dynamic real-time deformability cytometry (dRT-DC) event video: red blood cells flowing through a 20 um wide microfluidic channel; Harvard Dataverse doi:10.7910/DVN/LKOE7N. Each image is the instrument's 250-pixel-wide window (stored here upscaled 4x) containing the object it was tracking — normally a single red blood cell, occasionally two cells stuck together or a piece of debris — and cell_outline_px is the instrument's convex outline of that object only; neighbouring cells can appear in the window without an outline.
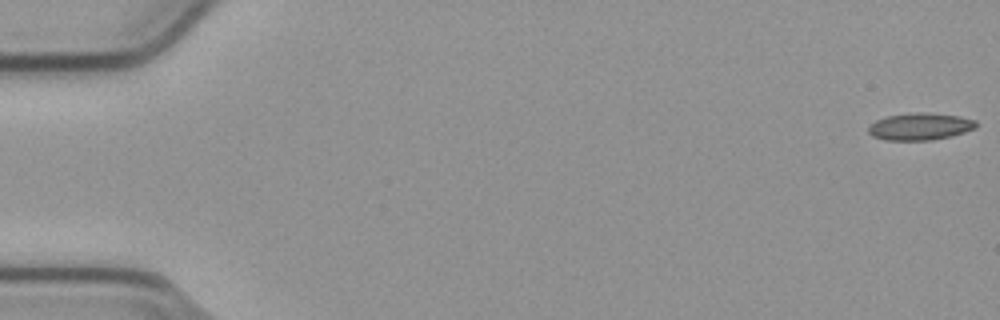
{"species": "common noctule bat (a hibernating species)", "species_latin": "Nyctalus noctula", "temperature_condition": "cold", "stored_images_in_passage": 52, "camera_frame_rate_fps": 3000, "um_per_image_px": 0.085, "animal": {"sex": "male", "body_mass_g": 23.1, "forearm_length_mm": 52.7}, "frame": {"image": 1, "passage_image": 1, "time_ms": 0.0, "image_size_px": [1000, 320], "cell_outline_px": [[976, 128], [964, 132], [932, 140], [884, 140], [872, 136], [868, 132], [868, 128], [876, 120], [888, 116], [960, 116], [976, 120]], "centroid_in_image_um": [78.18, 10.82], "position_along_channel_um": 6.8, "area_um2": 15.72}}
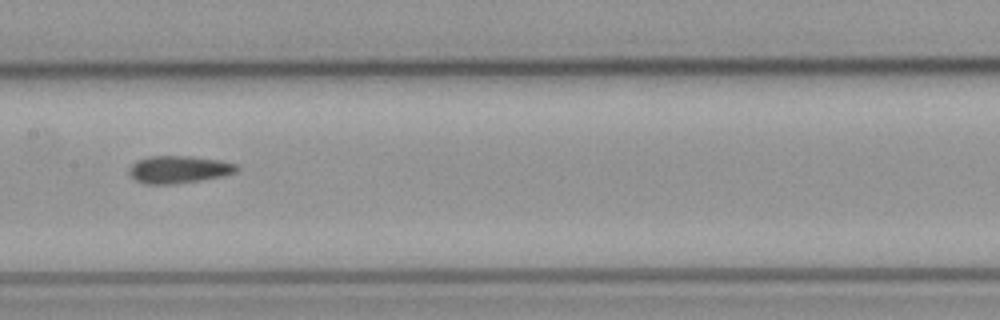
{"frame": {"image": 2, "passage_image": 28, "time_ms": 9.0, "image_size_px": [1000, 320], "cell_outline_px": [[240, 168], [236, 172], [224, 176], [200, 180], [172, 184], [144, 184], [136, 180], [128, 172], [128, 168], [136, 160], [148, 156], [192, 156], [220, 160], [236, 164]], "centroid_in_image_um": [15.19, 14.4], "position_along_channel_um": 192.2, "area_um2": 17.34}}
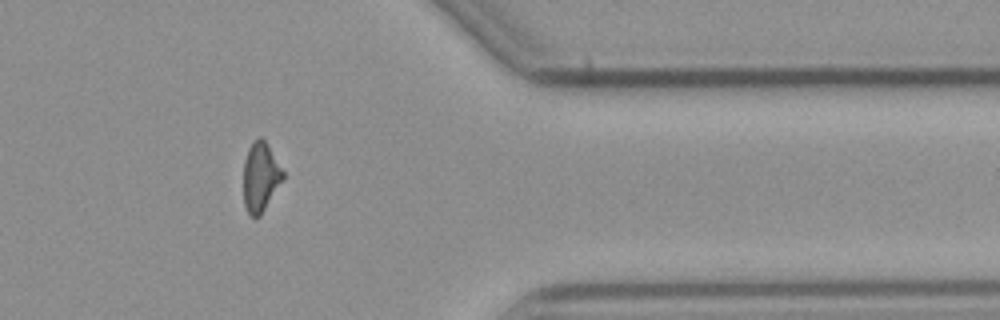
{"frame": {"image": 3, "passage_image": 45, "time_ms": 14.667, "image_size_px": [1000, 320], "cell_outline_px": [[284, 176], [260, 216], [252, 216], [248, 212], [244, 204], [244, 160], [248, 148], [252, 140], [260, 136], [264, 140], [284, 172]], "centroid_in_image_um": [22.12, 15.01], "position_along_channel_um": 389.3, "area_um2": 15.55}}